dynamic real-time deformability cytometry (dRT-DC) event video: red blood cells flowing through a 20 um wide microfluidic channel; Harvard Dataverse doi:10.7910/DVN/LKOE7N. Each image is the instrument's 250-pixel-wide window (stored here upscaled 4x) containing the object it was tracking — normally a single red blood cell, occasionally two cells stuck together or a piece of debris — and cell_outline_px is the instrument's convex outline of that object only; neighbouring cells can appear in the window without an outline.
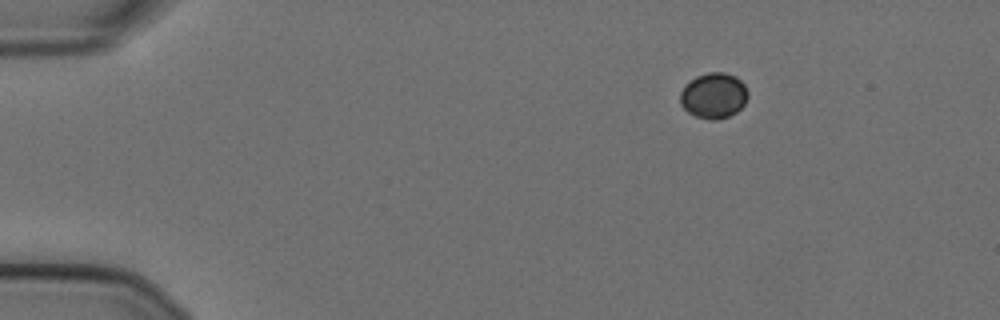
{"species": "Egyptian fruit bat (a non-hibernating species)", "species_latin": "Rousettus aegyptiacus", "temperature_condition": "cold", "stored_images_in_passage": 49, "camera_frame_rate_fps": 3000, "um_per_image_px": 0.085, "animal": {"sex": "female"}, "frame": {"image": 1, "passage_image": 1, "time_ms": 0.0, "image_size_px": [1000, 320], "cell_outline_px": [[748, 96], [744, 104], [736, 112], [728, 116], [716, 120], [708, 120], [696, 116], [688, 112], [680, 104], [680, 92], [684, 84], [696, 76], [708, 72], [724, 72], [736, 76], [744, 84], [748, 92]], "centroid_in_image_um": [60.65, 8.11], "position_along_channel_um": 24.4, "area_um2": 18.15}}
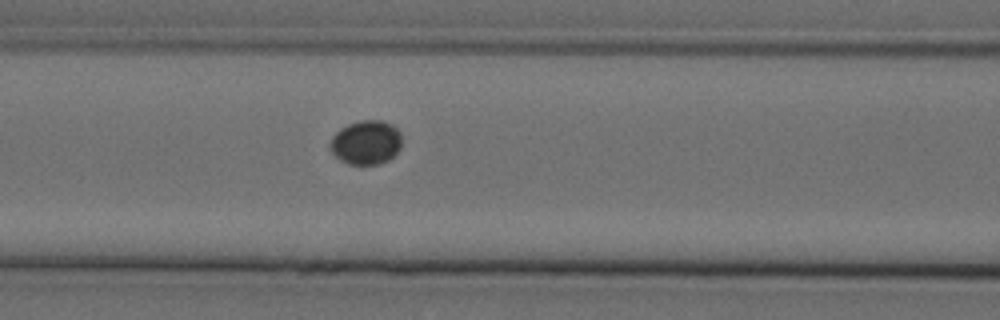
{"frame": {"image": 2, "passage_image": 17, "time_ms": 5.333, "image_size_px": [1000, 320], "cell_outline_px": [[400, 148], [388, 160], [380, 164], [348, 164], [340, 160], [328, 148], [328, 144], [332, 136], [340, 128], [348, 124], [360, 120], [380, 120], [392, 124], [400, 132]], "centroid_in_image_um": [31.07, 12.1], "position_along_channel_um": 135.5, "area_um2": 18.5}}
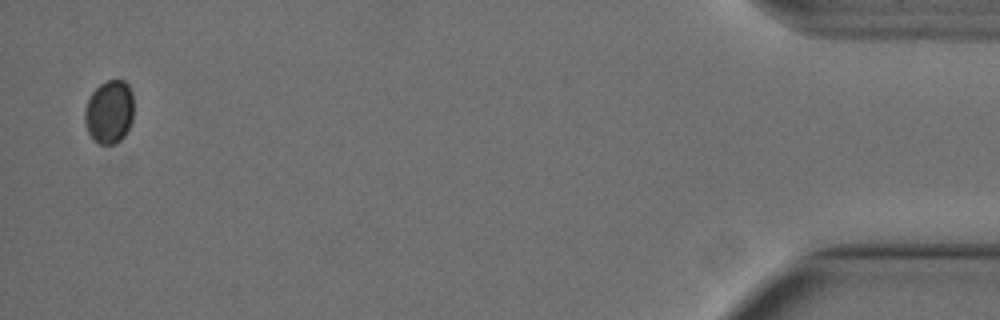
{"frame": {"image": 3, "passage_image": 48, "time_ms": 15.667, "image_size_px": [1000, 320], "cell_outline_px": [[132, 120], [124, 136], [116, 144], [100, 144], [92, 140], [84, 124], [84, 112], [88, 100], [92, 92], [100, 84], [108, 80], [124, 80], [128, 84], [132, 92]], "centroid_in_image_um": [9.27, 9.52], "position_along_channel_um": 425.9, "area_um2": 18.15}}